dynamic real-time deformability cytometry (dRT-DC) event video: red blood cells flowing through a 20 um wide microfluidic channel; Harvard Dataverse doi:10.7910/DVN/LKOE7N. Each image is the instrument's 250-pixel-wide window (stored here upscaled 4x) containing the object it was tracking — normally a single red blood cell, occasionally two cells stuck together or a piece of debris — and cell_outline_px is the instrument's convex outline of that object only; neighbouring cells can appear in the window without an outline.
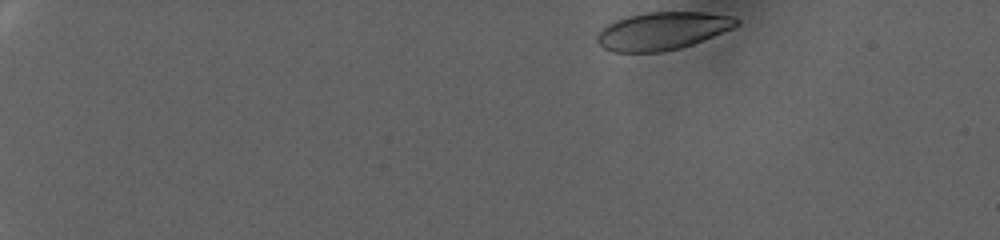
{"species": "human", "species_latin": "Homo sapiens", "temperature_condition": "warm", "stored_images_in_passage": 15, "camera_frame_rate_fps": 3000, "um_per_image_px": 0.085, "donor": {"sex": "female"}, "frame": {"image": 1, "passage_image": 1, "time_ms": 0.0, "image_size_px": [1000, 240], "cell_outline_px": [[740, 24], [732, 28], [692, 44], [680, 48], [664, 52], [612, 52], [604, 48], [596, 40], [596, 36], [608, 24], [616, 20], [628, 16], [648, 12], [704, 12], [732, 16], [740, 20]], "centroid_in_image_um": [56.31, 2.63], "position_along_channel_um": 28.7, "area_um2": 30.46}}